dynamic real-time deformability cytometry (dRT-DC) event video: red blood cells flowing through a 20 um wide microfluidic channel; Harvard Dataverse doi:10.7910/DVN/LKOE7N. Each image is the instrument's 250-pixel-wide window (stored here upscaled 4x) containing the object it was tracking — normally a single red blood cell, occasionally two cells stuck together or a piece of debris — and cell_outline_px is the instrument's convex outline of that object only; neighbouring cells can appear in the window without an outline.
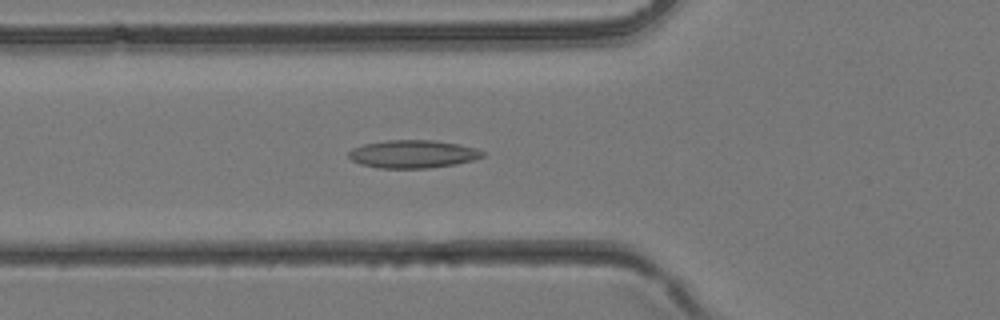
{"species": "common noctule bat (a hibernating species)", "species_latin": "Nyctalus noctula", "temperature_condition": "room temperature", "stored_images_in_passage": 31, "camera_frame_rate_fps": 3000, "um_per_image_px": 0.085, "animal": {"sex": "female", "body_mass_g": 24.6, "forearm_length_mm": 56.2}, "frame": {"image": 1, "passage_image": 10, "time_ms": 3.0, "image_size_px": [1000, 320], "cell_outline_px": [[484, 156], [472, 160], [456, 164], [428, 168], [376, 168], [360, 164], [352, 160], [348, 156], [348, 152], [352, 148], [364, 144], [388, 140], [432, 140], [460, 144], [476, 148], [484, 152]], "centroid_in_image_um": [35.08, 13.09], "position_along_channel_um": 90.7, "area_um2": 21.85}}
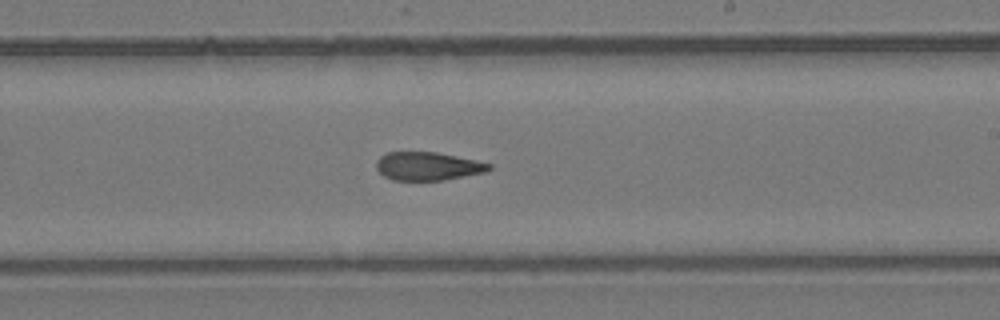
{"frame": {"image": 2, "passage_image": 19, "time_ms": 6.0, "image_size_px": [1000, 320], "cell_outline_px": [[492, 168], [488, 172], [444, 180], [392, 180], [384, 176], [376, 168], [376, 160], [380, 156], [388, 152], [436, 152], [476, 160], [492, 164]], "centroid_in_image_um": [36.38, 14.13], "position_along_channel_um": 252.6, "area_um2": 18.73}}
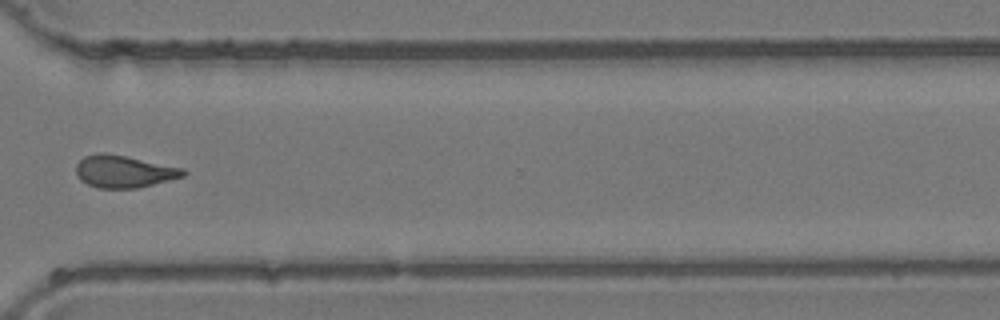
{"frame": {"image": 3, "passage_image": 25, "time_ms": 8.0, "image_size_px": [1000, 320], "cell_outline_px": [[188, 172], [184, 176], [136, 188], [96, 188], [80, 180], [76, 172], [76, 164], [84, 156], [100, 152], [104, 152], [184, 168]], "centroid_in_image_um": [10.51, 14.57], "position_along_channel_um": 360.1, "area_um2": 20.0}}